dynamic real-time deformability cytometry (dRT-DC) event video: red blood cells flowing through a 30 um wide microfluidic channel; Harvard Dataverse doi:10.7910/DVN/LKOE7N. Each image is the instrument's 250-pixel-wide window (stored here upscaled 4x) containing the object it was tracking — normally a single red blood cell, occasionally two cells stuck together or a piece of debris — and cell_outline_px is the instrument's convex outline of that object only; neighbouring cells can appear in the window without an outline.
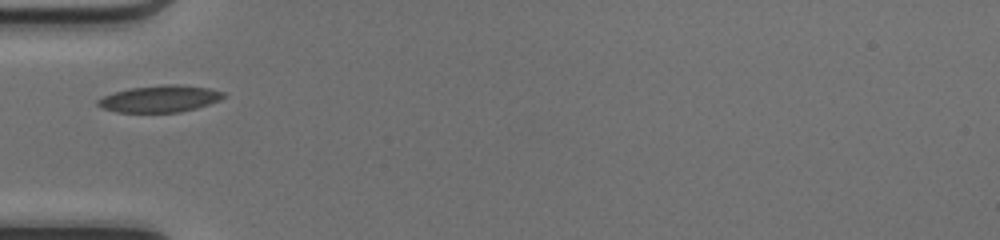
{"species": "common noctule bat (a hibernating species)", "species_latin": "Nyctalus noctula", "temperature_condition": "cold", "stored_images_in_passage": 15, "camera_frame_rate_fps": 3000, "um_per_image_px": 0.085, "animal": {"sex": "female", "body_mass_g": 17.0, "forearm_length_mm": 48.0}, "frame": {"image": 1, "passage_image": 1, "time_ms": 0.0, "image_size_px": [1000, 240], "cell_outline_px": [[224, 96], [220, 100], [196, 108], [180, 112], [116, 112], [104, 108], [96, 104], [96, 100], [104, 96], [128, 88], [164, 84], [176, 84], [208, 88], [224, 92]], "centroid_in_image_um": [13.58, 8.39], "position_along_channel_um": 71.4, "area_um2": 19.48}}